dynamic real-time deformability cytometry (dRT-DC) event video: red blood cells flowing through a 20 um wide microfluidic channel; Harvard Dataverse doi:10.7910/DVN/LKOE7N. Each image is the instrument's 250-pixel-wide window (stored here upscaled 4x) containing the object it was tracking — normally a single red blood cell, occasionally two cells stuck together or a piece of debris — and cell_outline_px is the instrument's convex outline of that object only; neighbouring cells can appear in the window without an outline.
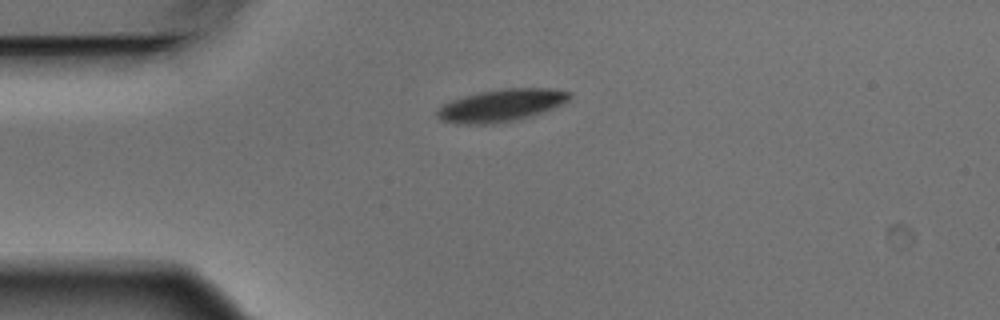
{"species": "Egyptian fruit bat (a non-hibernating species)", "species_latin": "Rousettus aegyptiacus", "temperature_condition": "warm", "stored_images_in_passage": 4, "camera_frame_rate_fps": 3000, "um_per_image_px": 0.085, "animal": {"sex": "male"}, "frame": {"image": 1, "passage_image": 1, "time_ms": 0.0, "image_size_px": [1000, 320], "cell_outline_px": [[572, 96], [568, 100], [560, 104], [540, 112], [528, 116], [508, 120], [484, 124], [468, 124], [444, 120], [436, 116], [436, 108], [452, 100], [464, 96], [480, 92], [500, 88], [548, 88], [572, 92]], "centroid_in_image_um": [42.59, 8.92], "position_along_channel_um": 42.4, "area_um2": 24.22}}
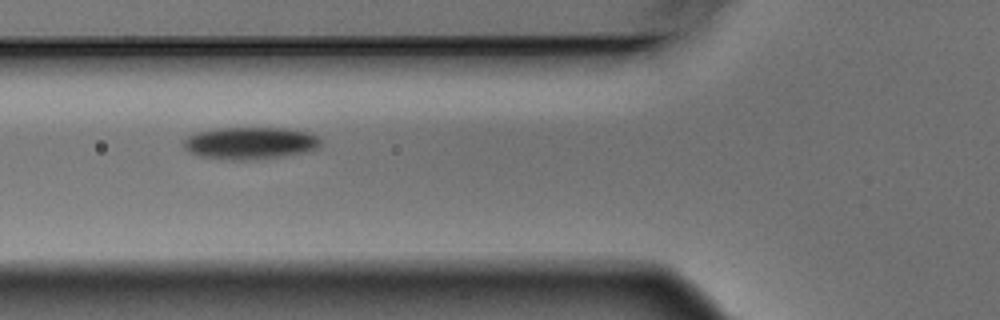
{"frame": {"image": 2, "passage_image": 3, "time_ms": 0.667, "image_size_px": [1000, 320], "cell_outline_px": [[320, 144], [316, 148], [304, 152], [284, 156], [252, 160], [232, 160], [200, 156], [188, 152], [184, 148], [184, 140], [188, 136], [196, 132], [216, 128], [288, 128], [312, 132], [320, 140]], "centroid_in_image_um": [21.26, 12.16], "position_along_channel_um": 104.5, "area_um2": 25.84}}
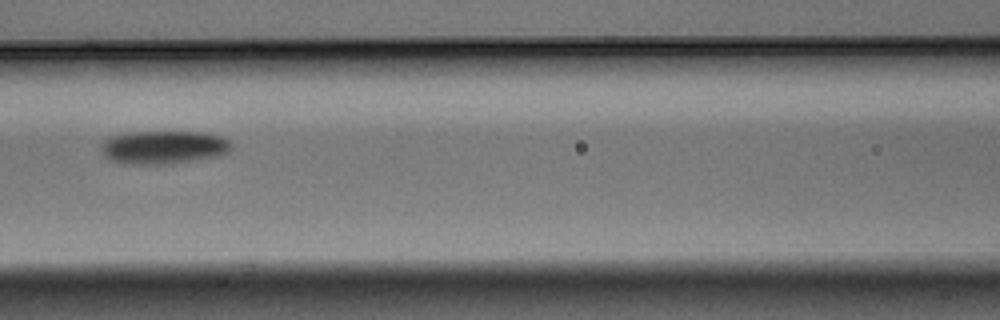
{"frame": {"image": 3, "passage_image": 4, "time_ms": 1.0, "image_size_px": [1000, 320], "cell_outline_px": [[232, 148], [228, 152], [220, 156], [196, 160], [168, 164], [128, 164], [112, 160], [104, 156], [100, 148], [104, 140], [108, 136], [124, 132], [204, 132], [220, 136], [228, 140], [232, 144]], "centroid_in_image_um": [13.9, 12.51], "position_along_channel_um": 152.7, "area_um2": 25.55}}